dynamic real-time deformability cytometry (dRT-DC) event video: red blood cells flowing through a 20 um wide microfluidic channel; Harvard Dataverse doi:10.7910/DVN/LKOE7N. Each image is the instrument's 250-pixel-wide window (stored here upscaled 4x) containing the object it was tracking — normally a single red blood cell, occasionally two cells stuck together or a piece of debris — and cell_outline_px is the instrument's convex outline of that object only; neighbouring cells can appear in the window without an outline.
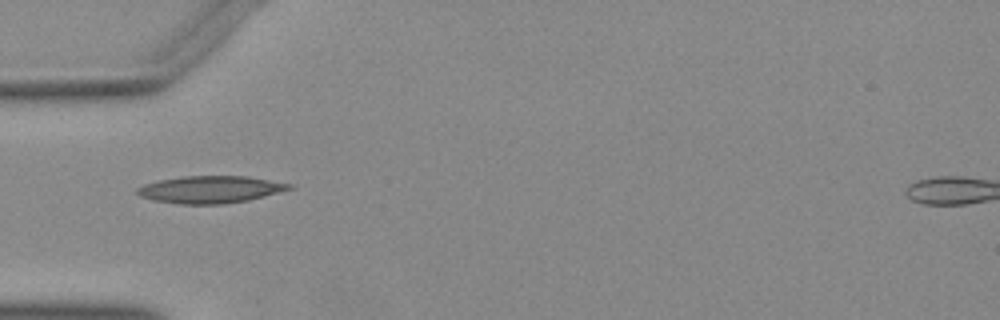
{"species": "Egyptian fruit bat (a non-hibernating species)", "species_latin": "Rousettus aegyptiacus", "temperature_condition": "warm", "stored_images_in_passage": 3, "camera_frame_rate_fps": 3000, "um_per_image_px": 0.085, "animal": {"sex": "female"}, "frame": {"image": 1, "passage_image": 1, "time_ms": 0.0, "image_size_px": [1000, 320], "cell_outline_px": [[292, 188], [248, 200], [224, 204], [180, 204], [152, 200], [140, 196], [136, 192], [136, 188], [144, 184], [156, 180], [180, 176], [248, 176], [292, 184]], "centroid_in_image_um": [17.81, 16.1], "position_along_channel_um": 67.2, "area_um2": 24.1}}